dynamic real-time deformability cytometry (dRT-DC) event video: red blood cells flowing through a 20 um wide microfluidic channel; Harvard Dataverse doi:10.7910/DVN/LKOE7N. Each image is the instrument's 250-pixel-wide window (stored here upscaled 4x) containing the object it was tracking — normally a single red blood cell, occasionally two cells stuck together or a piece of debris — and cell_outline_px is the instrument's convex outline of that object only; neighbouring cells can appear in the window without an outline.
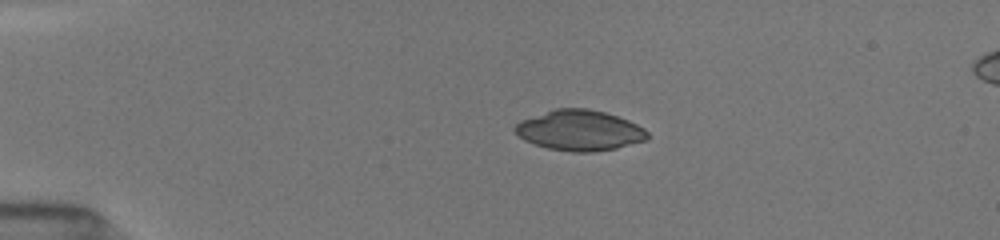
{"species": "common noctule bat (a hibernating species)", "species_latin": "Nyctalus noctula", "temperature_condition": "room temperature", "stored_images_in_passage": 26, "camera_frame_rate_fps": 3000, "um_per_image_px": 0.085, "animal": {"sex": "female", "body_mass_g": 19.5, "forearm_length_mm": 54.1}, "frame": {"image": 1, "passage_image": 9, "time_ms": 3.333, "image_size_px": [1000, 240], "cell_outline_px": [[648, 140], [616, 148], [592, 152], [572, 152], [548, 148], [524, 140], [512, 128], [520, 120], [556, 108], [588, 108], [604, 112], [628, 120], [644, 128], [648, 132]], "centroid_in_image_um": [49.27, 11.08], "position_along_channel_um": 35.7, "area_um2": 31.15}}